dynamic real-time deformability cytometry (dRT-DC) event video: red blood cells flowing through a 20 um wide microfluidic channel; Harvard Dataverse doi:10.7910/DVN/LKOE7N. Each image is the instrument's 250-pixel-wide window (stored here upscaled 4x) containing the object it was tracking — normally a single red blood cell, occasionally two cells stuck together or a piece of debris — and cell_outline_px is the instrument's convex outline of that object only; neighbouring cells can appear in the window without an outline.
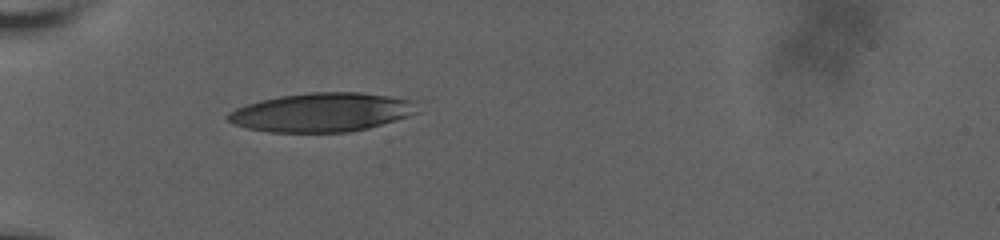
{"species": "human", "species_latin": "Homo sapiens", "temperature_condition": "room temperature", "stored_images_in_passage": 18, "camera_frame_rate_fps": 3000, "um_per_image_px": 0.085, "donor": {"sex": "male"}, "frame": {"image": 1, "passage_image": 1, "time_ms": 0.0, "image_size_px": [1000, 240], "cell_outline_px": [[424, 100], [420, 112], [396, 120], [368, 128], [352, 132], [268, 132], [248, 128], [232, 124], [224, 116], [228, 112], [236, 108], [260, 100], [280, 96], [308, 92], [360, 92]], "centroid_in_image_um": [27.47, 9.53], "position_along_channel_um": 57.5, "area_um2": 43.87}}
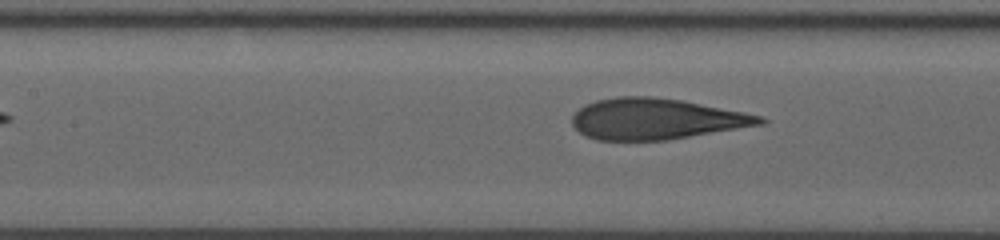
{"frame": {"image": 2, "passage_image": 12, "time_ms": 3.0, "image_size_px": [1000, 240], "cell_outline_px": [[768, 120], [764, 124], [668, 140], [596, 140], [584, 136], [572, 124], [572, 116], [584, 104], [596, 100], [616, 96], [652, 96], [680, 100], [744, 112], [760, 116]], "centroid_in_image_um": [55.74, 10.11], "position_along_channel_um": 151.7, "area_um2": 44.8}}
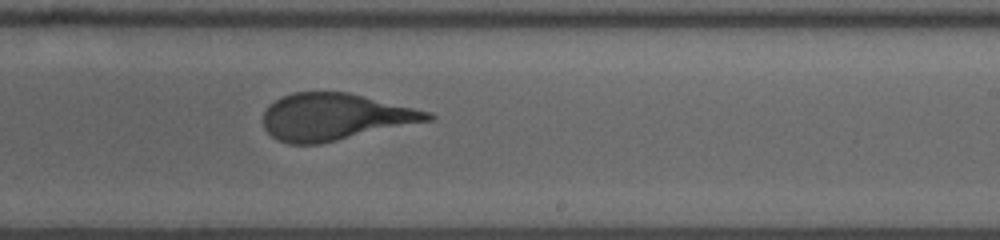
{"frame": {"image": 3, "passage_image": 18, "time_ms": 6.0, "image_size_px": [1000, 240], "cell_outline_px": [[436, 116], [432, 120], [320, 144], [288, 144], [272, 136], [264, 128], [264, 112], [276, 100], [292, 92], [348, 92], [428, 112]], "centroid_in_image_um": [28.45, 9.94], "position_along_channel_um": 260.6, "area_um2": 44.27}}